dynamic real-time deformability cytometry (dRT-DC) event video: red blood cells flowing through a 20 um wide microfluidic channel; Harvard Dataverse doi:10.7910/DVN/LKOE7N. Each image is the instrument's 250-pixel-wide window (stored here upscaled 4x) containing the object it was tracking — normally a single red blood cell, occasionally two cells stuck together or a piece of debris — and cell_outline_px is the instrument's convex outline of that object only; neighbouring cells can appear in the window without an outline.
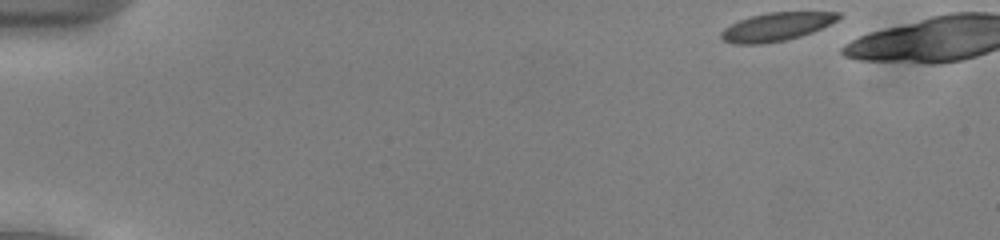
{"species": "common noctule bat (a hibernating species)", "species_latin": "Nyctalus noctula", "temperature_condition": "cold", "stored_images_in_passage": 33, "camera_frame_rate_fps": 3000, "um_per_image_px": 0.085, "animal": {"sex": "male", "body_mass_g": 13.0, "forearm_length_mm": 53.1}, "frame": {"image": 1, "passage_image": 1, "time_ms": 0.0, "image_size_px": [1000, 240], "cell_outline_px": [[840, 16], [836, 20], [812, 32], [800, 36], [784, 40], [764, 44], [732, 44], [724, 40], [720, 36], [720, 32], [724, 28], [740, 20], [752, 16], [768, 12], [840, 12]], "centroid_in_image_um": [65.95, 2.28], "position_along_channel_um": 19.1, "area_um2": 19.07}}
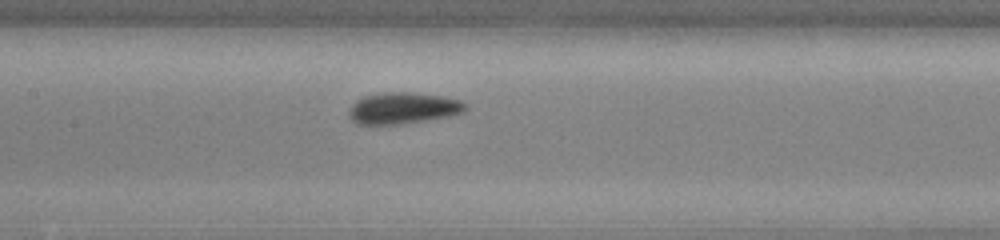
{"frame": {"image": 2, "passage_image": 22, "time_ms": 7.0, "image_size_px": [1000, 240], "cell_outline_px": [[468, 108], [464, 112], [452, 116], [404, 124], [356, 124], [348, 116], [348, 108], [356, 100], [364, 96], [384, 92], [408, 92], [440, 96], [460, 100], [468, 104]], "centroid_in_image_um": [34.26, 9.2], "position_along_channel_um": 173.1, "area_um2": 21.62}}
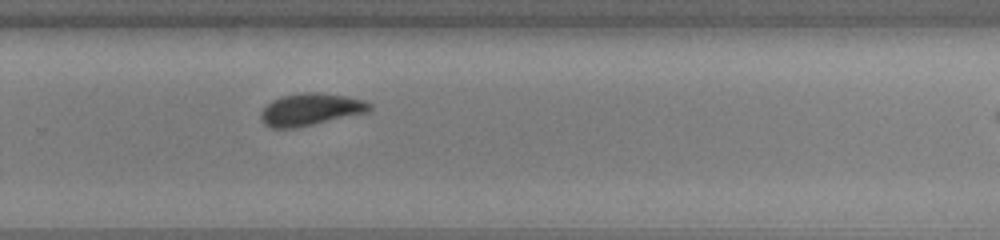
{"frame": {"image": 3, "passage_image": 32, "time_ms": 10.333, "image_size_px": [1000, 240], "cell_outline_px": [[372, 108], [368, 112], [296, 128], [272, 128], [264, 124], [260, 120], [260, 112], [272, 100], [280, 96], [304, 92], [320, 92], [348, 96], [364, 100], [372, 104]], "centroid_in_image_um": [26.4, 9.29], "position_along_channel_um": 303.4, "area_um2": 20.58}}